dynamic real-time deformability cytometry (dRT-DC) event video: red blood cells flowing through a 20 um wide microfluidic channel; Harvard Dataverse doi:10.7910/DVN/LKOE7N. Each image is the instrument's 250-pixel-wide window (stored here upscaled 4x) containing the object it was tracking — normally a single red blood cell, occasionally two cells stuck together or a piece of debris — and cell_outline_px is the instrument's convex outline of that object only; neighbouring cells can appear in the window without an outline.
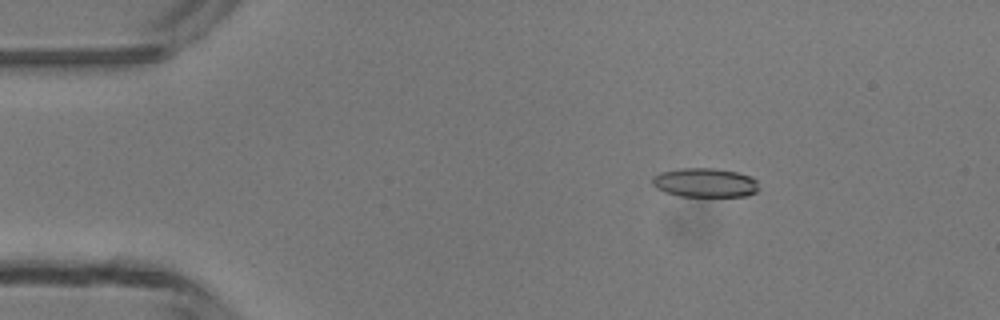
{"species": "common noctule bat (a hibernating species)", "species_latin": "Nyctalus noctula", "temperature_condition": "room temperature", "stored_images_in_passage": 7, "camera_frame_rate_fps": 3000, "um_per_image_px": 0.085, "animal": {"sex": "male", "body_mass_g": 13.3}, "frame": {"image": 1, "passage_image": 3, "time_ms": 2.333, "image_size_px": [1000, 320], "cell_outline_px": [[756, 192], [744, 196], [680, 196], [664, 192], [656, 188], [652, 184], [652, 176], [660, 172], [680, 168], [712, 168], [736, 172], [752, 176], [756, 180]], "centroid_in_image_um": [59.87, 15.52], "position_along_channel_um": 25.1, "area_um2": 18.03}}
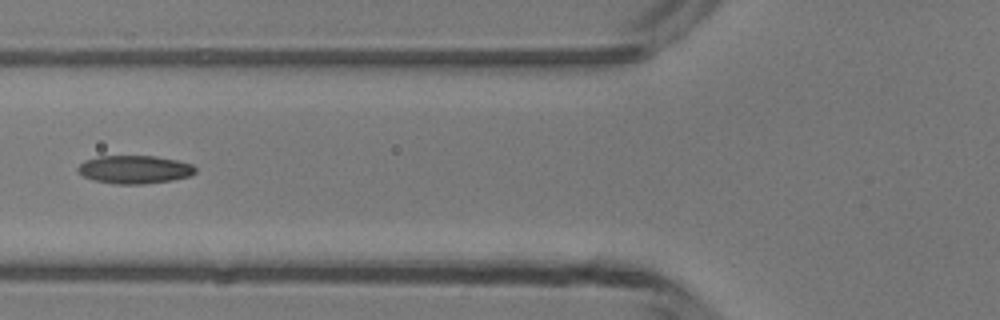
{"frame": {"image": 2, "passage_image": 6, "time_ms": 6.0, "image_size_px": [1000, 320], "cell_outline_px": [[196, 172], [188, 176], [172, 180], [144, 184], [112, 184], [96, 180], [84, 176], [76, 172], [76, 168], [84, 160], [100, 156], [156, 156], [176, 160], [192, 164], [196, 168]], "centroid_in_image_um": [11.41, 14.4], "position_along_channel_um": 114.4, "area_um2": 19.31}}
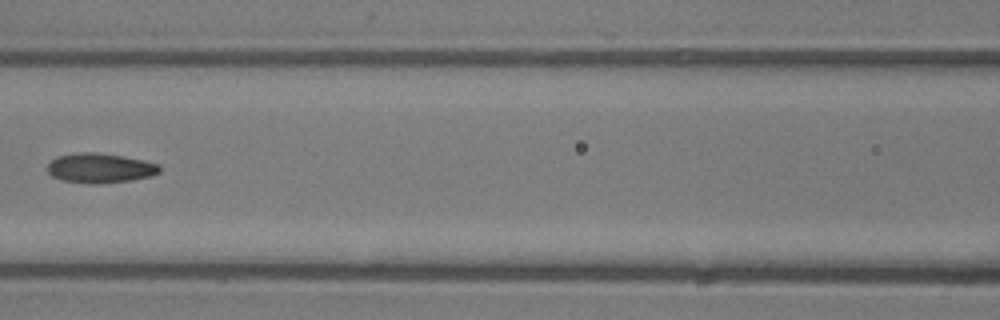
{"frame": {"image": 3, "passage_image": 7, "time_ms": 7.0, "image_size_px": [1000, 320], "cell_outline_px": [[160, 172], [152, 176], [132, 180], [96, 184], [88, 184], [60, 180], [52, 176], [48, 172], [48, 164], [52, 160], [60, 156], [80, 152], [96, 152], [144, 160], [160, 164]], "centroid_in_image_um": [8.52, 14.3], "position_along_channel_um": 158.1, "area_um2": 19.42}}